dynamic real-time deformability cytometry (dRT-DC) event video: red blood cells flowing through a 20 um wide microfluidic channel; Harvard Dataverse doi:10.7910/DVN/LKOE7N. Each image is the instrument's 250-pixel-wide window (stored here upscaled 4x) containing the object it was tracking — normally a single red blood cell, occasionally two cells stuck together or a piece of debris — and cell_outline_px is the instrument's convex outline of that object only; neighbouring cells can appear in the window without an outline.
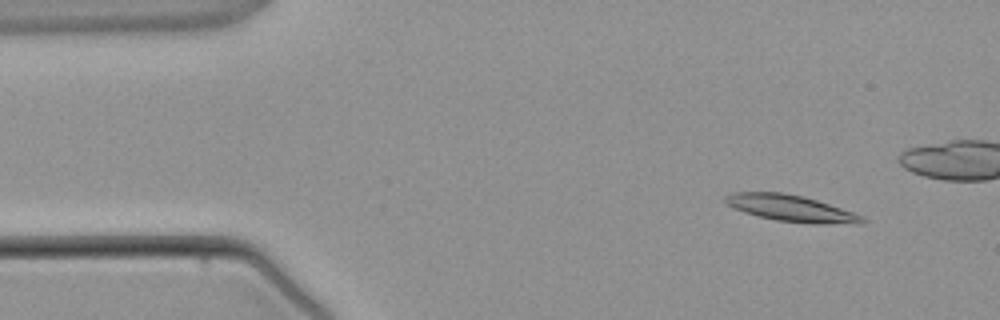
{"species": "common noctule bat (a hibernating species)", "species_latin": "Nyctalus noctula", "temperature_condition": "warm", "stored_images_in_passage": 4, "camera_frame_rate_fps": 3000, "um_per_image_px": 0.085, "animal": {"sex": "male", "body_mass_g": 21.5, "forearm_length_mm": 52.0}, "frame": {"image": 1, "passage_image": 1, "time_ms": 0.0, "image_size_px": [1000, 320], "cell_outline_px": [[868, 220], [864, 224], [812, 224], [776, 220], [756, 216], [732, 208], [724, 204], [724, 196], [732, 192], [784, 192], [804, 196], [864, 216]], "centroid_in_image_um": [67.22, 17.71], "position_along_channel_um": 17.8, "area_um2": 21.5}}